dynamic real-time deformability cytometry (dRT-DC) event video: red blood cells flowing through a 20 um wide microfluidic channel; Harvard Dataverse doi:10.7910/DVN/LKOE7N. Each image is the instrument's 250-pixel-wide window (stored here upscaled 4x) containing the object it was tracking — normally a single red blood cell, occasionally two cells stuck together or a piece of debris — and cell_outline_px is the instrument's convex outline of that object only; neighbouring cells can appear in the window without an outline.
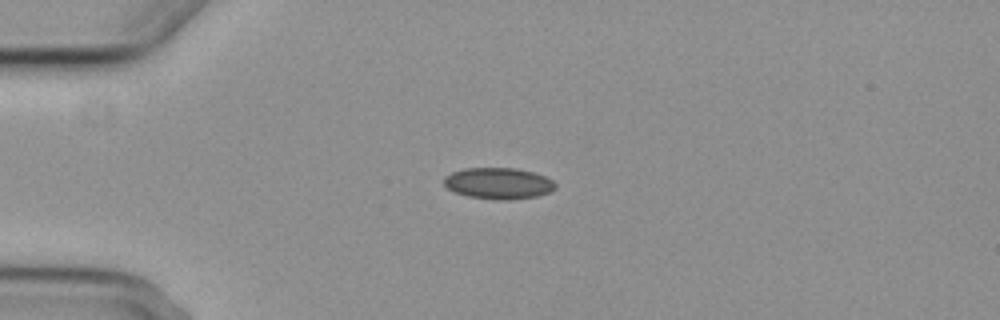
{"species": "common noctule bat (a hibernating species)", "species_latin": "Nyctalus noctula", "temperature_condition": "cold", "stored_images_in_passage": 2, "camera_frame_rate_fps": 3000, "um_per_image_px": 0.085, "animal": {"sex": "female", "body_mass_g": 29.2, "forearm_length_mm": 56.3}, "frame": {"image": 1, "passage_image": 1, "time_ms": 0.0, "image_size_px": [1000, 320], "cell_outline_px": [[556, 188], [548, 192], [536, 196], [508, 200], [500, 200], [468, 196], [456, 192], [448, 188], [444, 184], [444, 176], [452, 172], [464, 168], [516, 168], [532, 172], [544, 176], [552, 180], [556, 184]], "centroid_in_image_um": [42.36, 15.58], "position_along_channel_um": 42.6, "area_um2": 20.17}}